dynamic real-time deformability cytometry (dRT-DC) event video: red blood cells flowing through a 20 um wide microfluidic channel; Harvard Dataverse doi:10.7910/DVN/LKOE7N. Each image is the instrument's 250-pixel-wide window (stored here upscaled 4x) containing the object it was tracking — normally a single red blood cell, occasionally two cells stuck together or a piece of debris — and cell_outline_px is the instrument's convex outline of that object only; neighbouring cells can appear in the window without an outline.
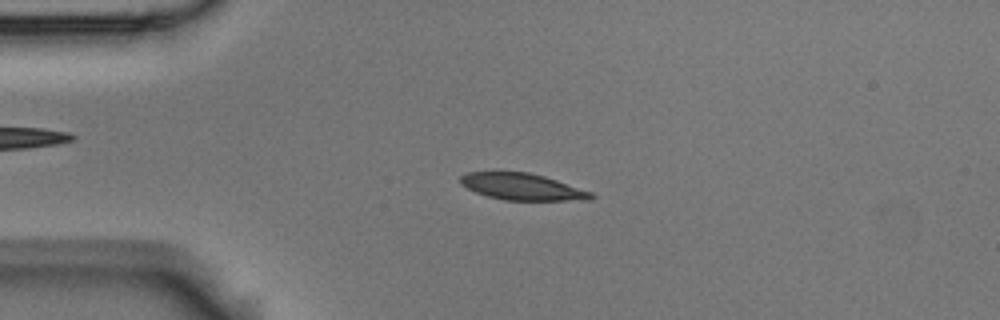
{"species": "Egyptian fruit bat (a non-hibernating species)", "species_latin": "Rousettus aegyptiacus", "temperature_condition": "room temperature", "stored_images_in_passage": 3, "camera_frame_rate_fps": 3000, "um_per_image_px": 0.085, "animal": {"sex": "male"}, "frame": {"image": 1, "passage_image": 2, "time_ms": 0.333, "image_size_px": [1000, 320], "cell_outline_px": [[596, 196], [592, 200], [504, 200], [488, 196], [476, 192], [460, 184], [460, 176], [468, 172], [528, 172], [544, 176], [592, 192]], "centroid_in_image_um": [44.41, 15.88], "position_along_channel_um": 40.6, "area_um2": 20.17}}